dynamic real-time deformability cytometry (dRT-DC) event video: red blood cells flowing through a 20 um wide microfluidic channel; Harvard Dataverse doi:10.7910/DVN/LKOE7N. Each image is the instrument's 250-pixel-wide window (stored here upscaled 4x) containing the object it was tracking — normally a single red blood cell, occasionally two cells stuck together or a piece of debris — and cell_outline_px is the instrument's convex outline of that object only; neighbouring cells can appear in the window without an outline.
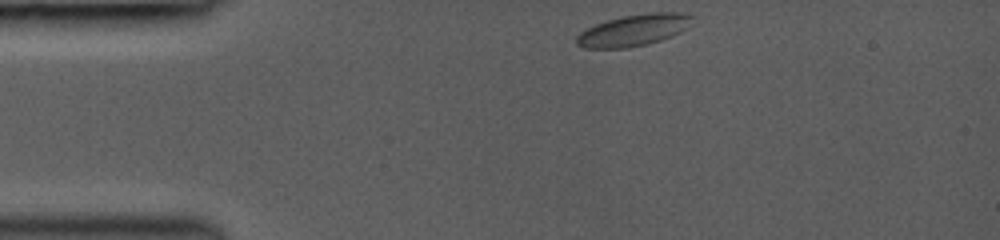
{"species": "common noctule bat (a hibernating species)", "species_latin": "Nyctalus noctula", "temperature_condition": "room temperature", "stored_images_in_passage": 10, "camera_frame_rate_fps": 3000, "um_per_image_px": 0.085, "animal": {"sex": "female", "body_mass_g": 19.0, "forearm_length_mm": 53.3}, "frame": {"image": 1, "passage_image": 1, "time_ms": 0.0, "image_size_px": [1000, 240], "cell_outline_px": [[696, 16], [688, 28], [672, 36], [648, 44], [628, 48], [584, 48], [576, 44], [576, 36], [580, 32], [596, 24], [608, 20], [624, 16], [648, 12], [680, 12]], "centroid_in_image_um": [53.91, 2.56], "position_along_channel_um": 31.1, "area_um2": 21.44}}
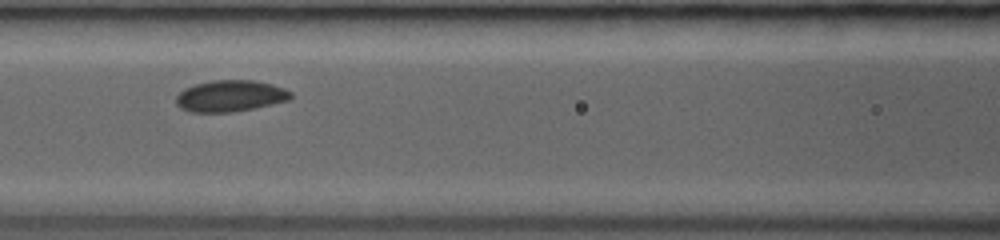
{"frame": {"image": 2, "passage_image": 7, "time_ms": 4.0, "image_size_px": [1000, 240], "cell_outline_px": [[292, 100], [256, 108], [232, 112], [192, 112], [180, 108], [176, 104], [176, 96], [184, 88], [192, 84], [212, 80], [256, 80], [272, 84], [284, 88], [292, 92]], "centroid_in_image_um": [19.6, 8.15], "position_along_channel_um": 147.0, "area_um2": 21.39}}
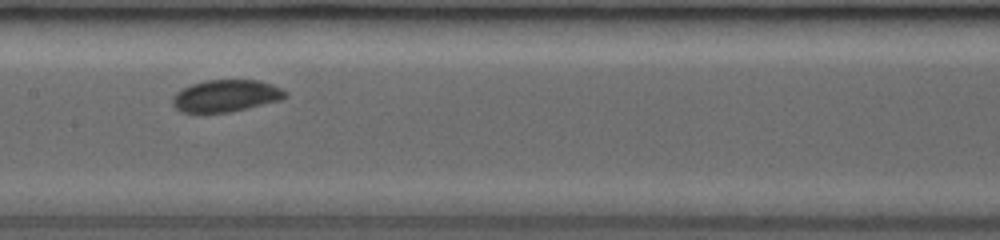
{"frame": {"image": 3, "passage_image": 9, "time_ms": 5.0, "image_size_px": [1000, 240], "cell_outline_px": [[288, 96], [280, 100], [248, 108], [228, 112], [180, 112], [172, 104], [172, 96], [176, 92], [192, 84], [204, 80], [260, 80], [272, 84], [288, 92]], "centroid_in_image_um": [19.21, 8.14], "position_along_channel_um": 188.2, "area_um2": 21.04}}